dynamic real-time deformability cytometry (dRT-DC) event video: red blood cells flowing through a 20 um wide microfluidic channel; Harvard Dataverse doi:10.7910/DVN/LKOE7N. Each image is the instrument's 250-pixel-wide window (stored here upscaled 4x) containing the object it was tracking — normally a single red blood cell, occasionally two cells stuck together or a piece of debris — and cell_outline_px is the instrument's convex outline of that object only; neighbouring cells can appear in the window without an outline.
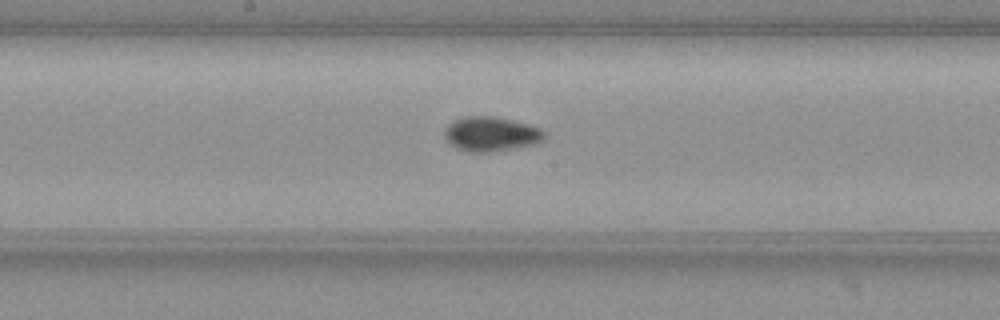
{"species": "common noctule bat (a hibernating species)", "species_latin": "Nyctalus noctula", "temperature_condition": "warm", "stored_images_in_passage": 35, "camera_frame_rate_fps": 3000, "um_per_image_px": 0.085, "animal": {"sex": "female", "body_mass_g": 19.3, "forearm_length_mm": 54.1}, "frame": {"image": 1, "passage_image": 13, "time_ms": 4.0, "image_size_px": [1000, 320], "cell_outline_px": [[544, 136], [536, 144], [516, 148], [488, 152], [472, 152], [456, 148], [448, 144], [444, 136], [444, 128], [452, 120], [464, 116], [492, 116], [512, 120], [528, 124], [540, 128], [544, 132]], "centroid_in_image_um": [41.67, 11.39], "position_along_channel_um": 206.5, "area_um2": 20.23}}
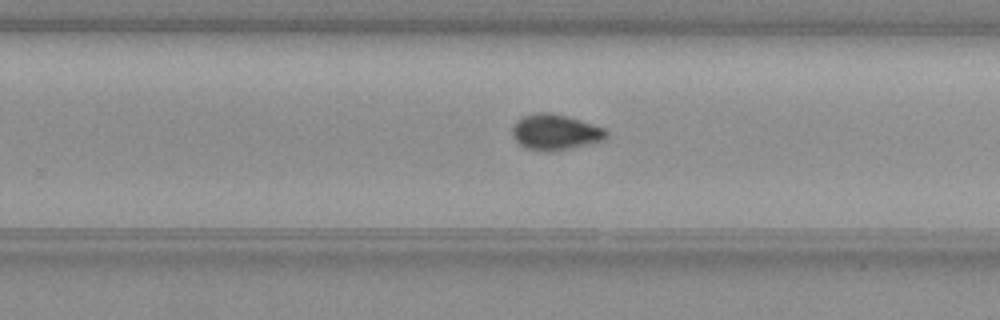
{"frame": {"image": 2, "passage_image": 19, "time_ms": 6.0, "image_size_px": [1000, 320], "cell_outline_px": [[608, 136], [604, 140], [552, 152], [544, 152], [528, 148], [520, 144], [516, 140], [512, 132], [512, 128], [516, 120], [520, 116], [536, 112], [548, 112], [568, 116], [604, 128], [608, 132]], "centroid_in_image_um": [47.18, 11.22], "position_along_channel_um": 282.6, "area_um2": 19.59}}
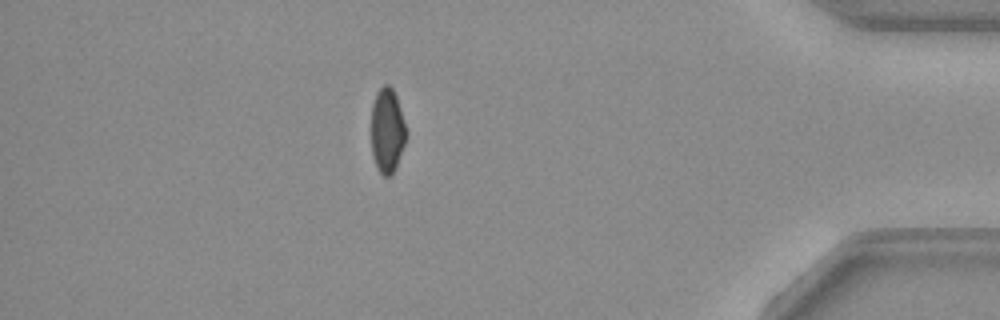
{"frame": {"image": 3, "passage_image": 32, "time_ms": 10.333, "image_size_px": [1000, 320], "cell_outline_px": [[408, 132], [396, 168], [388, 176], [384, 176], [380, 172], [372, 156], [372, 104], [376, 92], [384, 84], [388, 84], [392, 88], [396, 96]], "centroid_in_image_um": [32.92, 11.07], "position_along_channel_um": 402.3, "area_um2": 17.17}, "authors_computed_cell_mechanics": {"area_um2": 18.9584, "velocity_mm_per_s": 3.8268, "shape_relaxation_time_tau1_ms": 5.5527, "shape_relaxation_time_tau2_ms": null, "deformation_change_tau1": 0.099, "deformation_change_tau2": null}}